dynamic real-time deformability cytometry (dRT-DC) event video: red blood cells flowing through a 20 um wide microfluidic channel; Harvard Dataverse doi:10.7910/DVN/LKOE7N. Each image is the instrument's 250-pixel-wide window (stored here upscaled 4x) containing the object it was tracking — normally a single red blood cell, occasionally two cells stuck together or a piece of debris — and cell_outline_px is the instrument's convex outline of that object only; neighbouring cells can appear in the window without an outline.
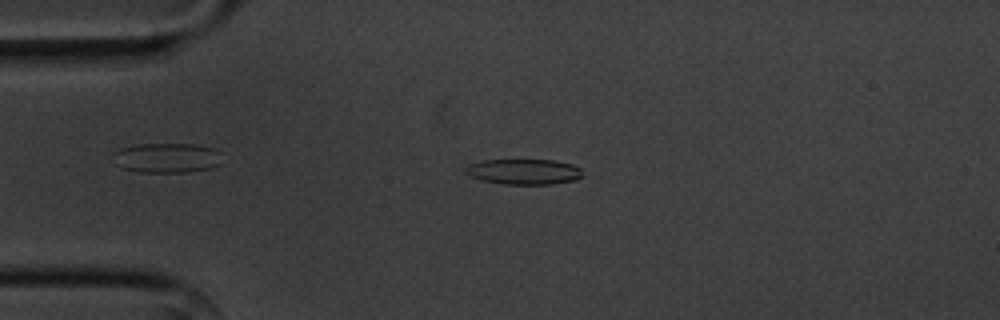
{"species": "common noctule bat (a hibernating species)", "species_latin": "Nyctalus noctula", "temperature_condition": "cold", "stored_images_in_passage": 5, "camera_frame_rate_fps": 3000, "um_per_image_px": 0.085, "animal": {"sex": "male", "body_mass_g": 20.1, "forearm_length_mm": 53.5}, "frame": {"image": 1, "passage_image": 3, "time_ms": 2.333, "image_size_px": [1000, 320], "cell_outline_px": [[584, 176], [576, 180], [552, 184], [504, 184], [484, 180], [468, 176], [464, 172], [464, 168], [468, 164], [480, 160], [556, 160], [572, 164], [580, 168]], "centroid_in_image_um": [44.52, 14.59], "position_along_channel_um": 40.5, "area_um2": 17.57}}